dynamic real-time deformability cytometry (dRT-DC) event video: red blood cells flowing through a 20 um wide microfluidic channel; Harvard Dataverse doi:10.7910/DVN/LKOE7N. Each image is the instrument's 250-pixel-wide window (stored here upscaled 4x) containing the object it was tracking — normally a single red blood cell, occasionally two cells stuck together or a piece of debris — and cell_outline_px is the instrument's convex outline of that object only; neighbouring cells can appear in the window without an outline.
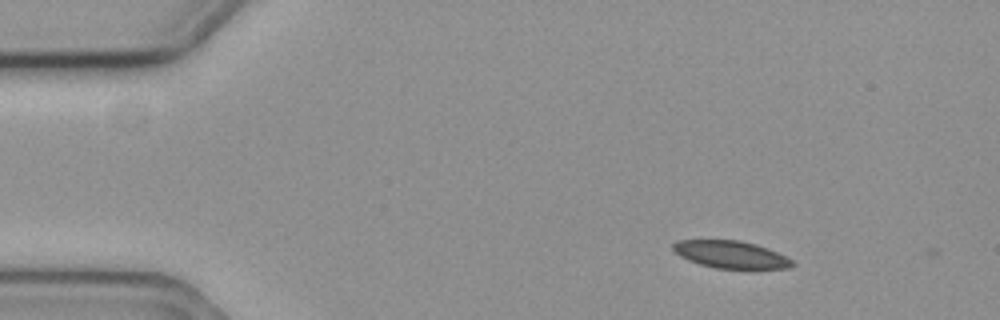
{"species": "common noctule bat (a hibernating species)", "species_latin": "Nyctalus noctula", "temperature_condition": "cold", "stored_images_in_passage": 2, "camera_frame_rate_fps": 3000, "um_per_image_px": 0.085, "animal": {"sex": "female", "body_mass_g": 19.3, "forearm_length_mm": 54.1}, "frame": {"image": 1, "passage_image": 1, "time_ms": 0.0, "image_size_px": [1000, 320], "cell_outline_px": [[796, 264], [788, 268], [756, 272], [752, 272], [716, 268], [700, 264], [688, 260], [680, 256], [672, 248], [672, 244], [676, 240], [740, 240], [756, 244], [768, 248], [792, 260]], "centroid_in_image_um": [62.2, 21.69], "position_along_channel_um": 22.8, "area_um2": 19.94}}